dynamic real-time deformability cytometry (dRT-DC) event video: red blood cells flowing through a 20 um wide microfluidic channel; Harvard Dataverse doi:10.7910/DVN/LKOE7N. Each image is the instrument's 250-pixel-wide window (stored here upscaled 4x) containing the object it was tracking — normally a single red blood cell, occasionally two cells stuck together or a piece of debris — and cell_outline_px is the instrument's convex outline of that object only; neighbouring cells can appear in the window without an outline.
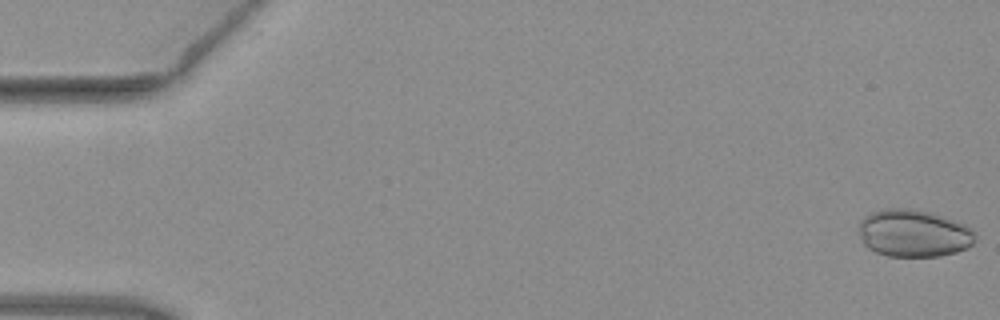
{"species": "common noctule bat (a hibernating species)", "species_latin": "Nyctalus noctula", "temperature_condition": "warm", "stored_images_in_passage": 52, "camera_frame_rate_fps": 3000, "um_per_image_px": 0.085, "animal": {"sex": "female", "body_mass_g": 19.3, "forearm_length_mm": 54.1}, "frame": {"image": 1, "passage_image": 1, "time_ms": 0.0, "image_size_px": [1000, 320], "cell_outline_px": [[976, 240], [968, 248], [956, 252], [940, 256], [888, 256], [876, 252], [868, 248], [864, 244], [860, 232], [860, 220], [864, 216], [872, 212], [884, 208], [912, 208], [928, 212], [964, 224], [972, 228], [976, 232]], "centroid_in_image_um": [77.68, 19.83], "position_along_channel_um": 7.3, "area_um2": 32.14}}
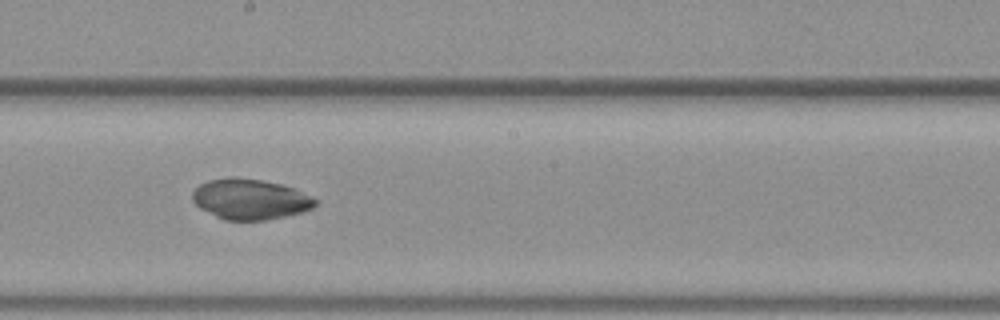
{"frame": {"image": 2, "passage_image": 29, "time_ms": 9.333, "image_size_px": [1000, 320], "cell_outline_px": [[316, 204], [312, 208], [288, 216], [268, 220], [224, 220], [200, 208], [192, 200], [192, 192], [200, 184], [208, 180], [232, 176], [260, 180], [280, 184], [292, 188], [312, 196], [316, 200]], "centroid_in_image_um": [21.24, 16.93], "position_along_channel_um": 227.0, "area_um2": 28.9}}
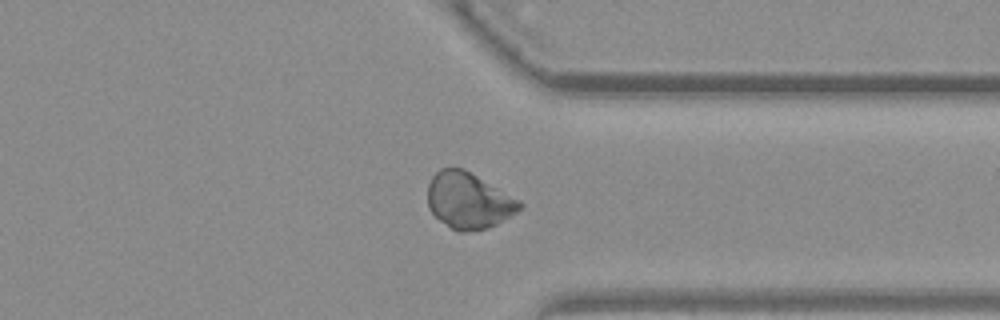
{"frame": {"image": 3, "passage_image": 40, "time_ms": 13.0, "image_size_px": [1000, 320], "cell_outline_px": [[524, 204], [516, 212], [496, 224], [488, 228], [464, 232], [460, 232], [452, 228], [440, 220], [428, 208], [428, 184], [432, 176], [440, 168], [452, 164], [464, 168], [520, 200]], "centroid_in_image_um": [39.8, 17.0], "position_along_channel_um": 371.6, "area_um2": 30.23}}